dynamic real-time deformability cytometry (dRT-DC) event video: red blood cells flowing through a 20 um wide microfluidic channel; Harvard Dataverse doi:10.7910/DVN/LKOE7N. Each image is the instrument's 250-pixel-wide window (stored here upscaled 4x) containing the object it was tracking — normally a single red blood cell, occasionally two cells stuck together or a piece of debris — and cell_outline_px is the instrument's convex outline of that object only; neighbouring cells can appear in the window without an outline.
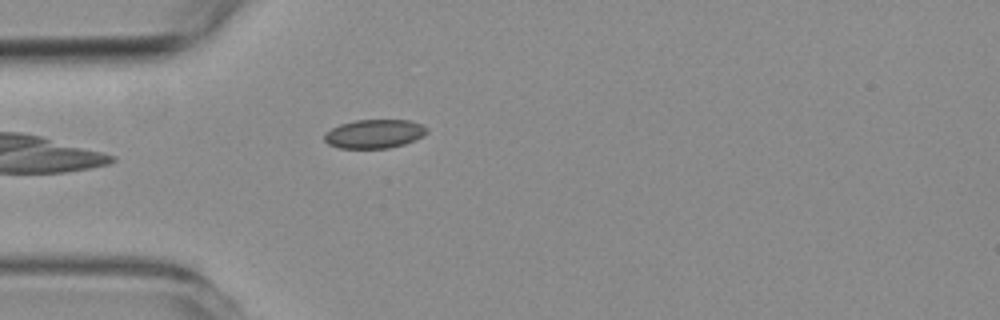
{"species": "common noctule bat (a hibernating species)", "species_latin": "Nyctalus noctula", "temperature_condition": "room temperature", "stored_images_in_passage": 8, "camera_frame_rate_fps": 3000, "um_per_image_px": 0.085, "animal": {"sex": "female", "body_mass_g": 19.3, "forearm_length_mm": 54.1}, "frame": {"image": 1, "passage_image": 1, "time_ms": 0.0, "image_size_px": [1000, 320], "cell_outline_px": [[428, 132], [424, 136], [404, 144], [388, 148], [340, 148], [328, 144], [324, 140], [324, 132], [340, 124], [356, 120], [408, 120], [420, 124], [428, 128]], "centroid_in_image_um": [31.81, 11.37], "position_along_channel_um": 53.2, "area_um2": 17.22}}
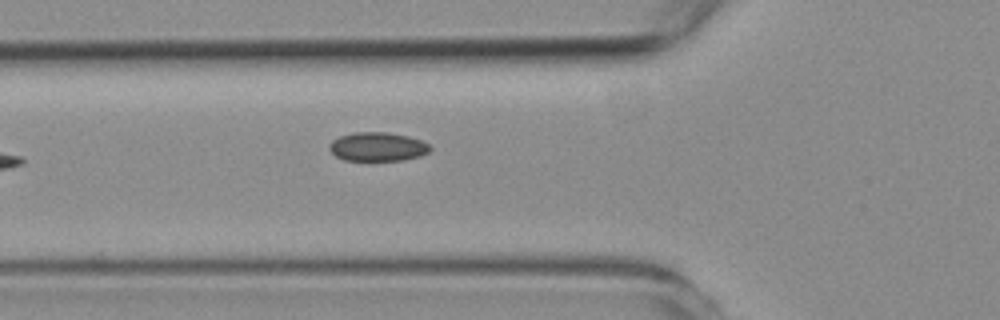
{"frame": {"image": 2, "passage_image": 5, "time_ms": 1.333, "image_size_px": [1000, 320], "cell_outline_px": [[432, 148], [428, 152], [420, 156], [404, 160], [368, 164], [344, 160], [336, 156], [328, 148], [328, 144], [332, 140], [340, 136], [356, 132], [388, 132], [408, 136], [420, 140], [428, 144]], "centroid_in_image_um": [32.06, 12.53], "position_along_channel_um": 93.7, "area_um2": 17.8}}